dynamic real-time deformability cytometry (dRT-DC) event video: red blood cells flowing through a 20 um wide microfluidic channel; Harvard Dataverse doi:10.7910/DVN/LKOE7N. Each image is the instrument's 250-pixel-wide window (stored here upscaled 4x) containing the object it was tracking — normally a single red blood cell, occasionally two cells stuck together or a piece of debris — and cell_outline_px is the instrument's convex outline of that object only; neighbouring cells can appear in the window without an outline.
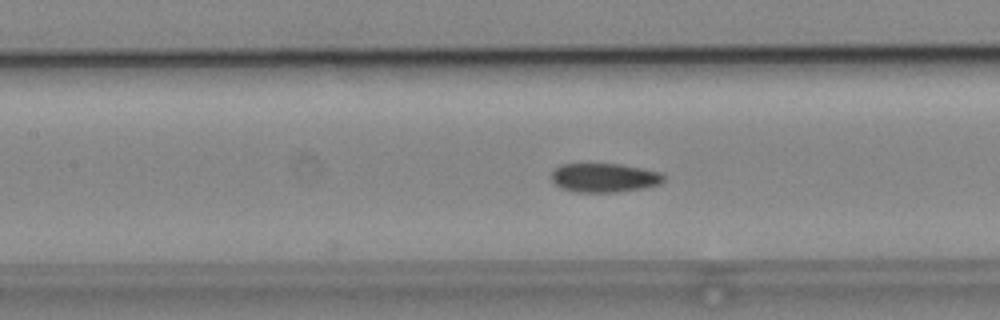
{"species": "common noctule bat (a hibernating species)", "species_latin": "Nyctalus noctula", "temperature_condition": "cold", "stored_images_in_passage": 11, "camera_frame_rate_fps": 3000, "um_per_image_px": 0.085, "animal": {"sex": "male", "body_mass_g": 19.2, "forearm_length_mm": 51.8}, "frame": {"image": 1, "passage_image": 11, "time_ms": 3.333, "image_size_px": [1000, 320], "cell_outline_px": [[664, 180], [660, 184], [644, 188], [616, 192], [576, 192], [564, 188], [556, 184], [552, 180], [552, 172], [560, 164], [620, 164], [660, 172], [664, 176]], "centroid_in_image_um": [51.38, 15.11], "position_along_channel_um": 156.0, "area_um2": 18.79}}